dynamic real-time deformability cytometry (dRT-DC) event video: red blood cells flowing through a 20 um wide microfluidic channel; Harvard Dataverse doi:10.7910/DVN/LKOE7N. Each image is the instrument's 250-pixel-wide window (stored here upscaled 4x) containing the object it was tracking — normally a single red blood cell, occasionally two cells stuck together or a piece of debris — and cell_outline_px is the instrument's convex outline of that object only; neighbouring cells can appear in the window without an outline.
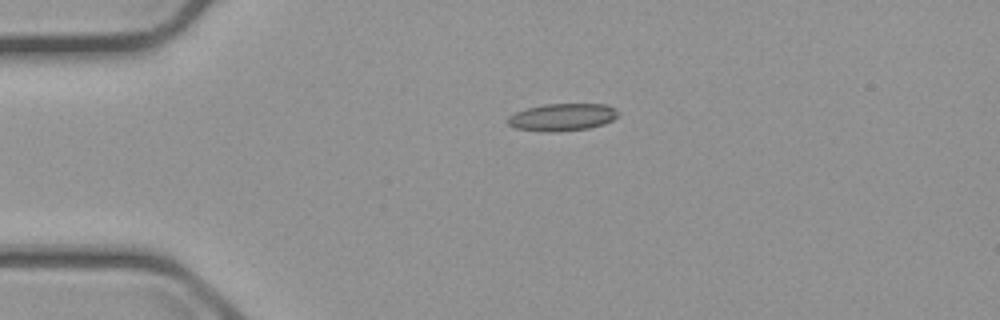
{"species": "common noctule bat (a hibernating species)", "species_latin": "Nyctalus noctula", "temperature_condition": "cold", "stored_images_in_passage": 2, "camera_frame_rate_fps": 3000, "um_per_image_px": 0.085, "animal": {"sex": "male", "body_mass_g": 23.1, "forearm_length_mm": 52.7}, "frame": {"image": 1, "passage_image": 1, "time_ms": 0.0, "image_size_px": [1000, 320], "cell_outline_px": [[620, 112], [612, 120], [604, 124], [588, 128], [516, 128], [508, 124], [508, 116], [516, 112], [528, 108], [544, 104], [604, 104], [616, 108]], "centroid_in_image_um": [47.88, 9.88], "position_along_channel_um": 37.1, "area_um2": 16.36}}